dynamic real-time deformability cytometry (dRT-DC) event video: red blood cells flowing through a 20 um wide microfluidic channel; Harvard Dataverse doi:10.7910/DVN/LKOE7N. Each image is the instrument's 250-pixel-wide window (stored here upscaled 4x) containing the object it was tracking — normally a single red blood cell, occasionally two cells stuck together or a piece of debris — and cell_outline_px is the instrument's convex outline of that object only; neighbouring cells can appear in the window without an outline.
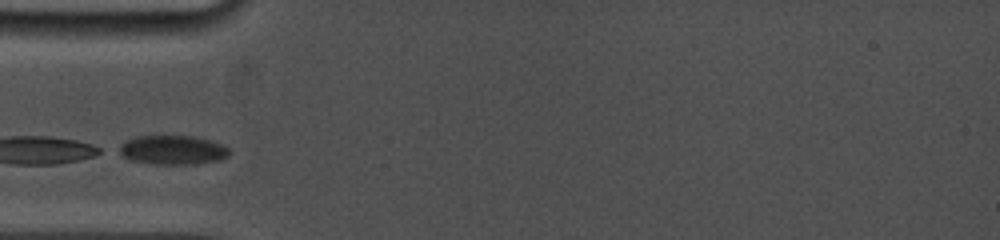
{"species": "common noctule bat (a hibernating species)", "species_latin": "Nyctalus noctula", "temperature_condition": "cold", "stored_images_in_passage": 8, "camera_frame_rate_fps": 5000, "um_per_image_px": 0.085, "animal": {"sex": "female", "body_mass_g": 19.0, "forearm_length_mm": 53.3}, "frame": {"image": 1, "passage_image": 1, "time_ms": 0.0, "image_size_px": [1000, 240], "cell_outline_px": [[232, 152], [228, 156], [220, 160], [196, 164], [156, 164], [132, 160], [116, 152], [112, 148], [136, 136], [196, 136], [220, 144], [228, 148]], "centroid_in_image_um": [14.64, 12.75], "position_along_channel_um": 70.4, "area_um2": 18.9}}
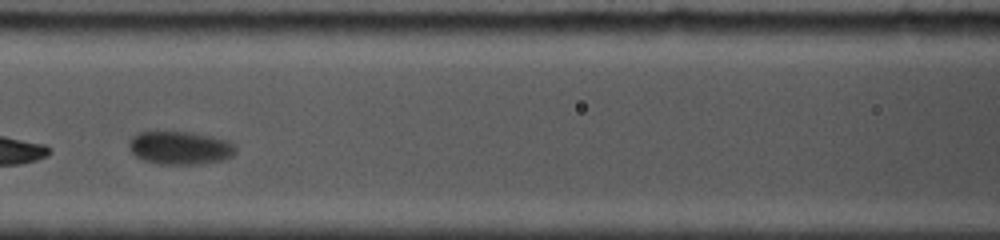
{"frame": {"image": 2, "passage_image": 5, "time_ms": 2.2, "image_size_px": [1000, 240], "cell_outline_px": [[236, 152], [232, 156], [224, 160], [200, 164], [160, 164], [144, 160], [136, 156], [128, 148], [128, 140], [136, 132], [192, 132], [212, 136], [228, 140], [236, 144]], "centroid_in_image_um": [15.32, 12.56], "position_along_channel_um": 151.3, "area_um2": 20.92}}